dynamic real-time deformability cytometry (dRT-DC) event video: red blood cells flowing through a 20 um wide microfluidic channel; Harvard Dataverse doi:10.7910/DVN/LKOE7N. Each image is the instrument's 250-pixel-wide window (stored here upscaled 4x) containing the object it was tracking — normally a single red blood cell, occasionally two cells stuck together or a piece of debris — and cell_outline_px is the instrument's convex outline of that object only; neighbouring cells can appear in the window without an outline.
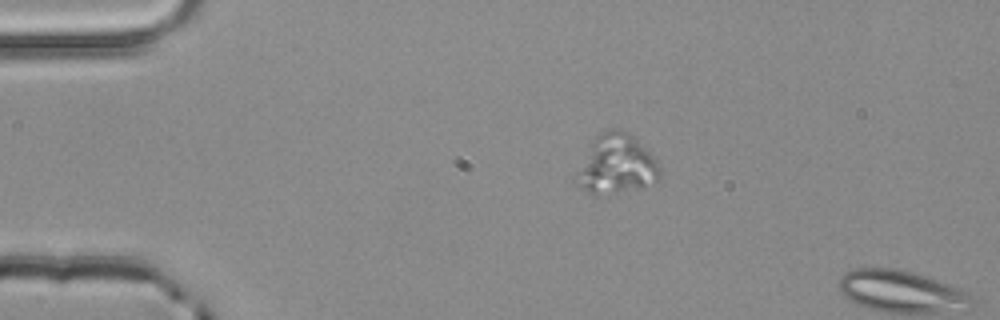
{"species": "common noctule bat (a hibernating species)", "species_latin": "Nyctalus noctula", "temperature_condition": "room temperature", "stored_images_in_passage": 2, "segment_of_instrument_passage": [1, 2], "camera_frame_rate_fps": 3000, "um_per_image_px": 0.085, "animal": {"sex": "male", "body_mass_g": 20.4}, "frame": {"image": 1, "passage_image": 1, "time_ms": 0.0, "image_size_px": [1000, 320], "cell_outline_px": [[660, 180], [644, 188], [596, 196], [592, 196], [576, 184], [572, 180], [572, 176], [596, 136], [600, 132], [608, 128], [616, 128], [632, 136], [656, 160], [660, 168]], "centroid_in_image_um": [52.34, 14.03], "position_along_channel_um": 32.7, "area_um2": 29.25}}